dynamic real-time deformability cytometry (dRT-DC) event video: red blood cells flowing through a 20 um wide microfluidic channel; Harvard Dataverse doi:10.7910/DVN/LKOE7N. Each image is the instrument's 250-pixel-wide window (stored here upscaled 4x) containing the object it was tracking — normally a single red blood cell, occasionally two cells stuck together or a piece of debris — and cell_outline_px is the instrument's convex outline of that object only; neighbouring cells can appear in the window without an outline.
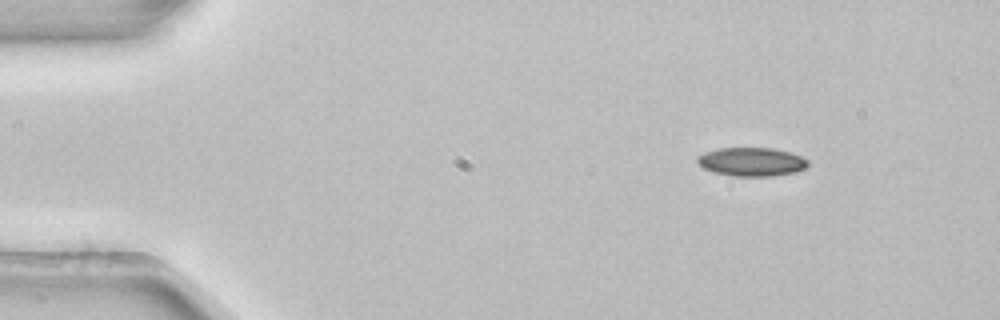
{"species": "common noctule bat (a hibernating species)", "species_latin": "Nyctalus noctula", "temperature_condition": "room temperature", "stored_images_in_passage": 3, "camera_frame_rate_fps": 3000, "um_per_image_px": 0.085, "animal": {"sex": "female", "body_mass_g": 22.7, "forearm_length_mm": 54.2}, "frame": {"image": 1, "passage_image": 1, "time_ms": 0.0, "image_size_px": [1000, 320], "cell_outline_px": [[808, 168], [796, 172], [772, 176], [732, 176], [716, 172], [704, 168], [696, 160], [696, 156], [704, 152], [720, 148], [772, 148], [788, 152], [800, 156], [808, 160]], "centroid_in_image_um": [63.9, 13.75], "position_along_channel_um": 21.1, "area_um2": 18.44}}
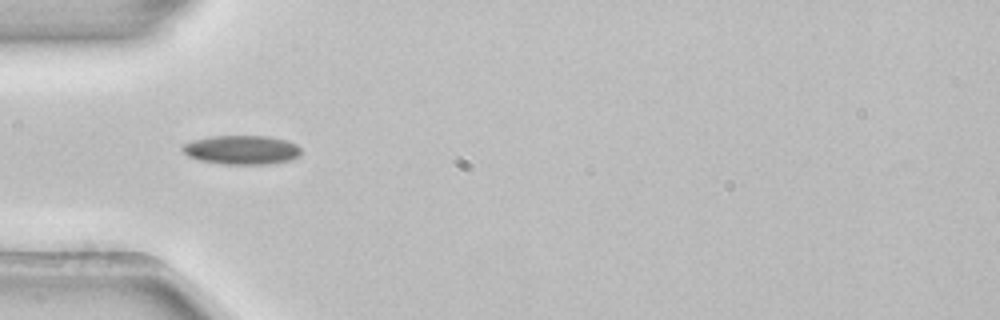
{"frame": {"image": 2, "passage_image": 3, "time_ms": 0.667, "image_size_px": [1000, 320], "cell_outline_px": [[300, 156], [292, 160], [268, 164], [224, 164], [200, 160], [188, 156], [180, 148], [184, 144], [192, 140], [212, 136], [268, 136], [288, 140], [296, 144], [300, 148]], "centroid_in_image_um": [20.57, 12.73], "position_along_channel_um": 64.4, "area_um2": 20.17}}